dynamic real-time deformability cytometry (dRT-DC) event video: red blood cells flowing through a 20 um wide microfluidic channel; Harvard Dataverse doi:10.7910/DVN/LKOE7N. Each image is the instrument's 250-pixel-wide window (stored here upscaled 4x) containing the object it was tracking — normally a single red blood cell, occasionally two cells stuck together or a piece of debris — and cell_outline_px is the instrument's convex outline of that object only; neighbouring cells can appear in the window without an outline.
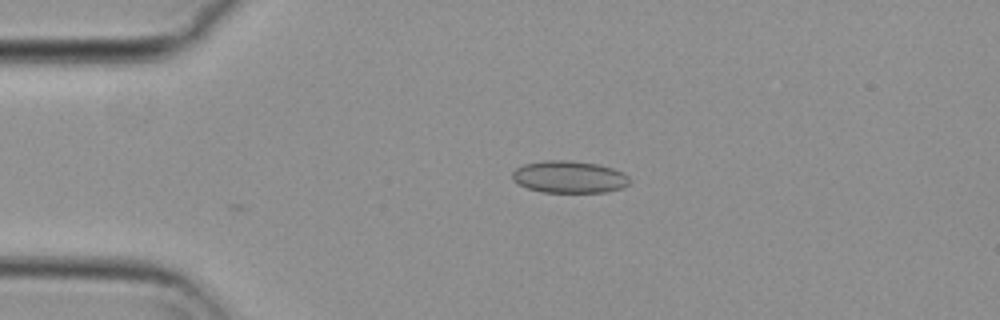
{"species": "common noctule bat (a hibernating species)", "species_latin": "Nyctalus noctula", "temperature_condition": "cold", "stored_images_in_passage": 2, "camera_frame_rate_fps": 3000, "um_per_image_px": 0.085, "animal": {"sex": "female", "body_mass_g": 29.2, "forearm_length_mm": 56.3}, "frame": {"image": 1, "passage_image": 1, "time_ms": 0.0, "image_size_px": [1000, 320], "cell_outline_px": [[632, 180], [624, 188], [604, 192], [540, 192], [516, 184], [512, 180], [512, 172], [516, 168], [524, 164], [544, 160], [568, 160], [600, 164], [624, 172]], "centroid_in_image_um": [48.39, 15.04], "position_along_channel_um": 36.6, "area_um2": 22.31}}